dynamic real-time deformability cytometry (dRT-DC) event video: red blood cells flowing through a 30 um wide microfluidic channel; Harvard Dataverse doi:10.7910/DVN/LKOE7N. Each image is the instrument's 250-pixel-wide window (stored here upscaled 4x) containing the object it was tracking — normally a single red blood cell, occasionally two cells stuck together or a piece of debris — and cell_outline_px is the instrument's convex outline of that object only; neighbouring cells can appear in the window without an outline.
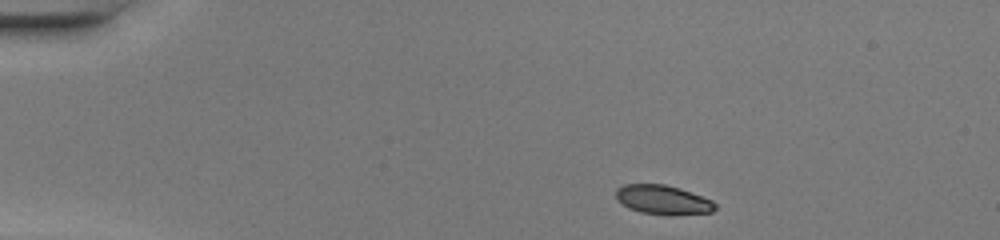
{"species": "common noctule bat (a hibernating species)", "species_latin": "Nyctalus noctula", "temperature_condition": "warm", "stored_images_in_passage": 41, "camera_frame_rate_fps": 3000, "um_per_image_px": 0.085, "animal": {"sex": "female", "body_mass_g": 20.0, "forearm_length_mm": 54.0}, "frame": {"image": 1, "passage_image": 1, "time_ms": 0.0, "image_size_px": [1000, 240], "cell_outline_px": [[716, 208], [712, 212], [672, 216], [668, 216], [640, 212], [628, 208], [616, 200], [616, 188], [624, 184], [664, 184], [680, 188], [712, 200], [716, 204]], "centroid_in_image_um": [56.34, 17.0], "position_along_channel_um": 28.7, "area_um2": 17.22}}
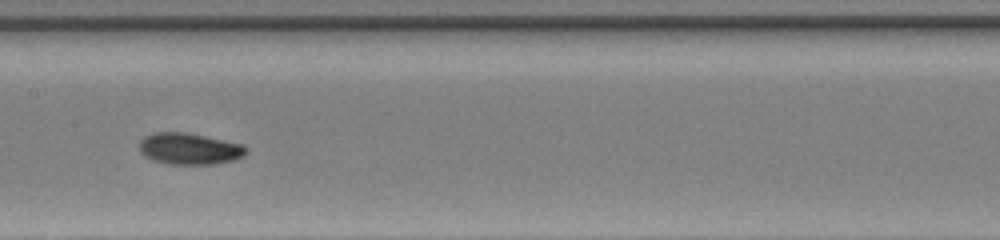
{"frame": {"image": 2, "passage_image": 18, "time_ms": 5.667, "image_size_px": [1000, 240], "cell_outline_px": [[248, 152], [244, 156], [236, 160], [212, 164], [168, 164], [152, 160], [144, 156], [140, 152], [140, 140], [144, 136], [152, 132], [188, 132], [244, 144], [248, 148]], "centroid_in_image_um": [16.12, 12.64], "position_along_channel_um": 191.3, "area_um2": 20.0}}
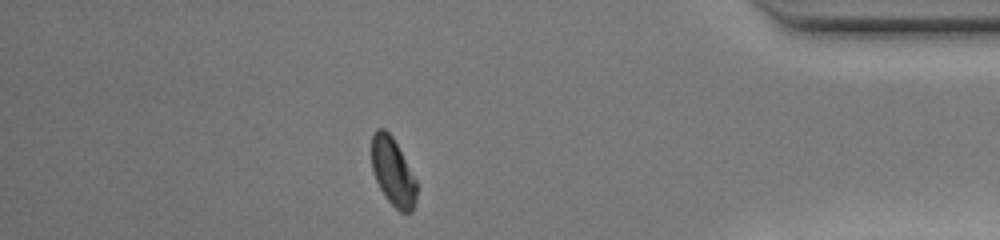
{"frame": {"image": 3, "passage_image": 35, "time_ms": 11.333, "image_size_px": [1000, 240], "cell_outline_px": [[416, 200], [412, 212], [400, 212], [384, 196], [372, 172], [372, 136], [376, 128], [384, 128], [392, 136], [416, 180]], "centroid_in_image_um": [33.38, 14.61], "position_along_channel_um": 401.8, "area_um2": 17.63}, "authors_computed_cell_mechanics": {"area_um2": 18.3804, "velocity_mm_per_s": 4.292, "shape_relaxation_time_tau1_ms": 2.8626, "shape_relaxation_time_tau2_ms": 3.9538, "deformation_change_tau1": 0.13, "deformation_change_tau2": 0.0719}}